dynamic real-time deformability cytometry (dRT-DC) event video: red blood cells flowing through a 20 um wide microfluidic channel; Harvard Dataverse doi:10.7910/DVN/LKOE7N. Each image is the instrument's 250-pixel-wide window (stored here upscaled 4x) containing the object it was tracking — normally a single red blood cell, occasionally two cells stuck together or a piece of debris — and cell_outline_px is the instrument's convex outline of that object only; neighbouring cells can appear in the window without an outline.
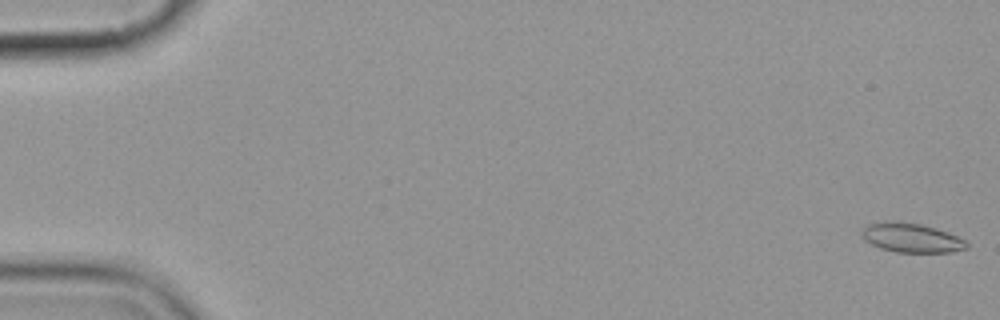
{"species": "common noctule bat (a hibernating species)", "species_latin": "Nyctalus noctula", "temperature_condition": "cold", "stored_images_in_passage": 8, "camera_frame_rate_fps": 3000, "um_per_image_px": 0.085, "animal": {"sex": "female", "body_mass_g": 19.9}, "frame": {"image": 1, "passage_image": 1, "time_ms": 0.0, "image_size_px": [1000, 320], "cell_outline_px": [[968, 248], [952, 252], [896, 252], [880, 248], [864, 240], [860, 232], [868, 224], [896, 220], [900, 220], [920, 224], [936, 228], [948, 232], [964, 240], [968, 244]], "centroid_in_image_um": [77.46, 20.2], "position_along_channel_um": 7.5, "area_um2": 17.92}}
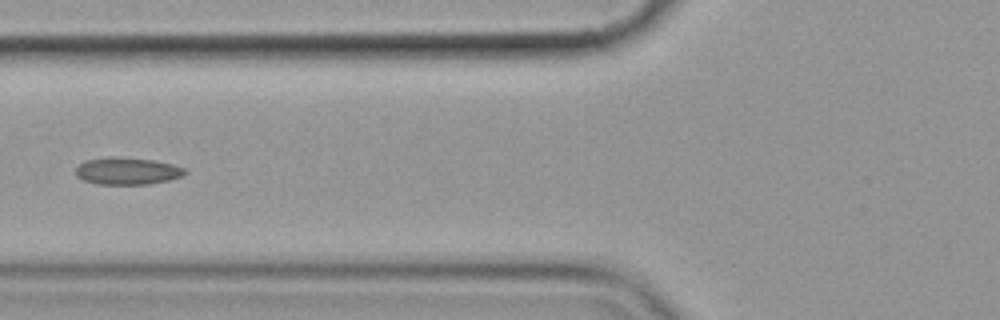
{"frame": {"image": 2, "passage_image": 7, "time_ms": 7.333, "image_size_px": [1000, 320], "cell_outline_px": [[188, 172], [184, 176], [168, 180], [148, 184], [100, 184], [84, 180], [76, 176], [76, 168], [84, 160], [108, 156], [116, 156], [152, 160], [172, 164], [184, 168]], "centroid_in_image_um": [10.82, 14.52], "position_along_channel_um": 115.0, "area_um2": 17.34}}
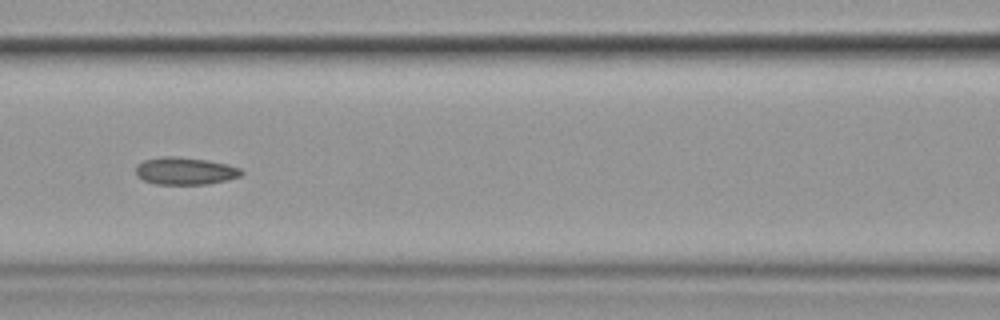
{"frame": {"image": 3, "passage_image": 8, "time_ms": 8.333, "image_size_px": [1000, 320], "cell_outline_px": [[244, 172], [240, 176], [208, 184], [156, 184], [144, 180], [136, 176], [136, 164], [144, 160], [160, 156], [176, 156], [208, 160], [228, 164], [240, 168]], "centroid_in_image_um": [15.71, 14.52], "position_along_channel_um": 150.9, "area_um2": 16.94}}